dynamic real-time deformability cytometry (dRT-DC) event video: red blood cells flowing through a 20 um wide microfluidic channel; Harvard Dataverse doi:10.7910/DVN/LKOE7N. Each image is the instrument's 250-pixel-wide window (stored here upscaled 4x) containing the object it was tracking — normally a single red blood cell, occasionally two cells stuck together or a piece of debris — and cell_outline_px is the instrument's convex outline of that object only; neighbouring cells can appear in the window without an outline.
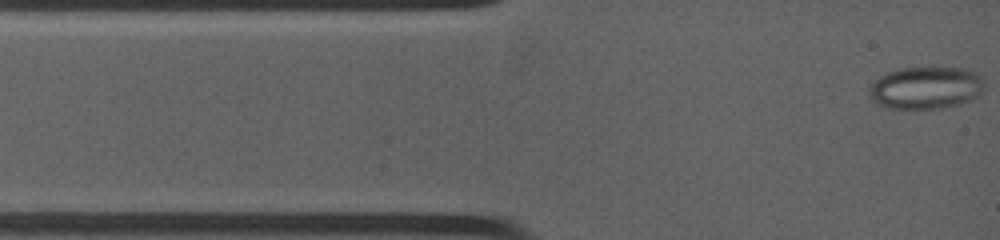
{"species": "common noctule bat (a hibernating species)", "species_latin": "Nyctalus noctula", "temperature_condition": "warm", "stored_images_in_passage": 85, "camera_frame_rate_fps": 4500, "um_per_image_px": 0.085, "animal": {"sex": "female", "body_mass_g": 19.0, "forearm_length_mm": 53.3}, "frame": {"image": 1, "passage_image": 1, "time_ms": 0.0, "image_size_px": [1000, 240], "cell_outline_px": [[980, 92], [972, 100], [940, 108], [892, 108], [880, 104], [872, 100], [868, 88], [880, 76], [888, 72], [904, 68], [960, 68], [972, 72], [980, 80]], "centroid_in_image_um": [78.62, 7.47], "position_along_channel_um": 6.4, "area_um2": 27.4}}
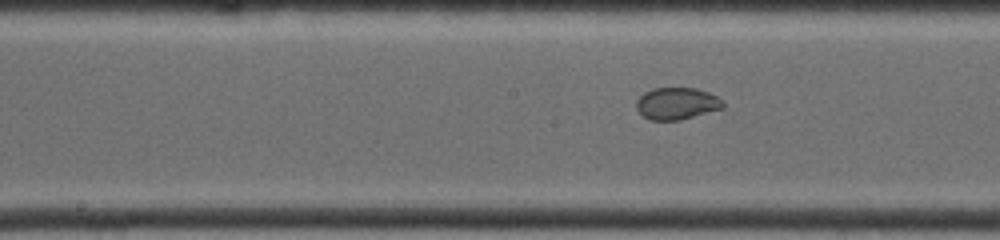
{"frame": {"image": 2, "passage_image": 33, "time_ms": 5.778, "image_size_px": [1000, 240], "cell_outline_px": [[724, 108], [680, 120], [648, 120], [636, 108], [636, 100], [644, 92], [652, 88], [696, 88], [708, 92], [724, 100]], "centroid_in_image_um": [57.53, 8.79], "position_along_channel_um": 190.7, "area_um2": 16.24}}
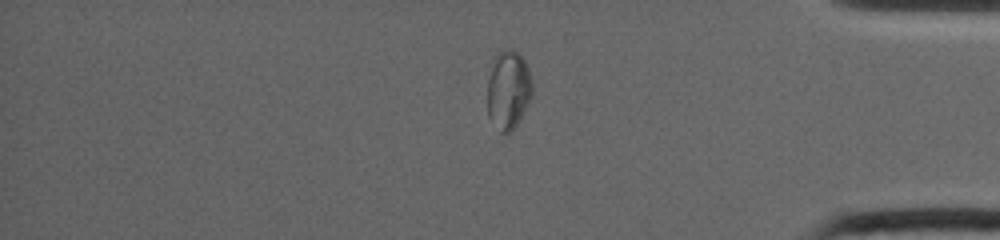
{"frame": {"image": 3, "passage_image": 71, "time_ms": 11.556, "image_size_px": [1000, 240], "cell_outline_px": [[532, 96], [520, 120], [512, 132], [500, 132], [488, 116], [488, 80], [492, 60], [496, 52], [504, 48], [512, 48], [524, 60], [528, 68], [532, 84]], "centroid_in_image_um": [43.2, 7.62], "position_along_channel_um": 392.0, "area_um2": 20.81}}